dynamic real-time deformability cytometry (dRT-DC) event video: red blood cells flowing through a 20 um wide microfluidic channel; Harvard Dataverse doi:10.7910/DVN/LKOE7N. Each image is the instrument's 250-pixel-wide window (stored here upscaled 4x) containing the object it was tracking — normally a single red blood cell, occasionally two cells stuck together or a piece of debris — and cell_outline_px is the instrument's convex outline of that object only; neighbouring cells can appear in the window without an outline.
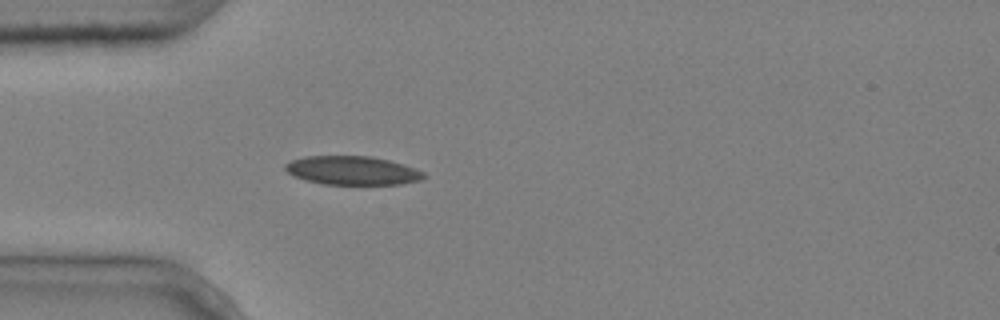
{"species": "common noctule bat (a hibernating species)", "species_latin": "Nyctalus noctula", "temperature_condition": "cold", "stored_images_in_passage": 2, "camera_frame_rate_fps": 3000, "um_per_image_px": 0.085, "animal": {"sex": "male", "body_mass_g": 20.4}, "frame": {"image": 1, "passage_image": 2, "time_ms": 0.333, "image_size_px": [1000, 320], "cell_outline_px": [[428, 176], [420, 180], [400, 184], [320, 184], [304, 180], [288, 172], [284, 168], [284, 164], [292, 160], [304, 156], [372, 156], [388, 160], [424, 172]], "centroid_in_image_um": [29.92, 14.49], "position_along_channel_um": 55.1, "area_um2": 23.06}}